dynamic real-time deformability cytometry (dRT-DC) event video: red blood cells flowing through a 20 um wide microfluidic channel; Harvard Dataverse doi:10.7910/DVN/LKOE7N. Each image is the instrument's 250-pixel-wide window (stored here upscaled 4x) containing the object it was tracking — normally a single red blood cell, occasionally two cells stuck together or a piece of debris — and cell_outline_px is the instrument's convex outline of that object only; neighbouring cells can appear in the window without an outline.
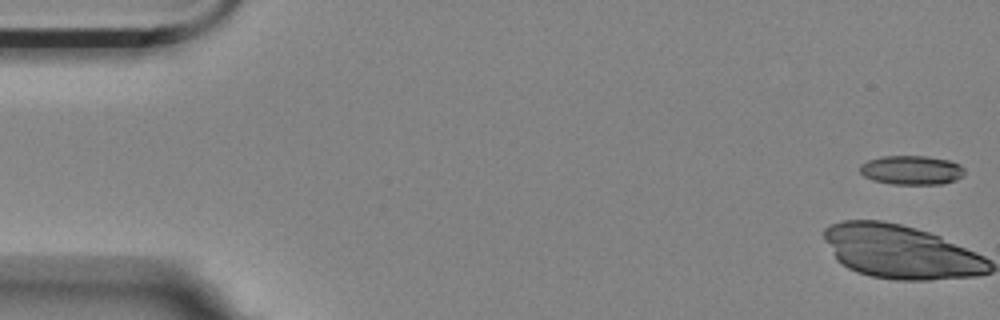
{"species": "Egyptian fruit bat (a non-hibernating species)", "species_latin": "Rousettus aegyptiacus", "temperature_condition": "room temperature", "stored_images_in_passage": 10, "camera_frame_rate_fps": 3000, "um_per_image_px": 0.085, "animal": {"sex": "female"}, "frame": {"image": 1, "passage_image": 1, "time_ms": 0.0, "image_size_px": [1000, 320], "cell_outline_px": [[964, 176], [956, 180], [940, 184], [892, 184], [872, 180], [864, 176], [860, 172], [860, 164], [868, 160], [884, 156], [928, 156], [952, 160], [960, 164], [964, 168]], "centroid_in_image_um": [77.51, 14.45], "position_along_channel_um": 7.5, "area_um2": 17.98}}
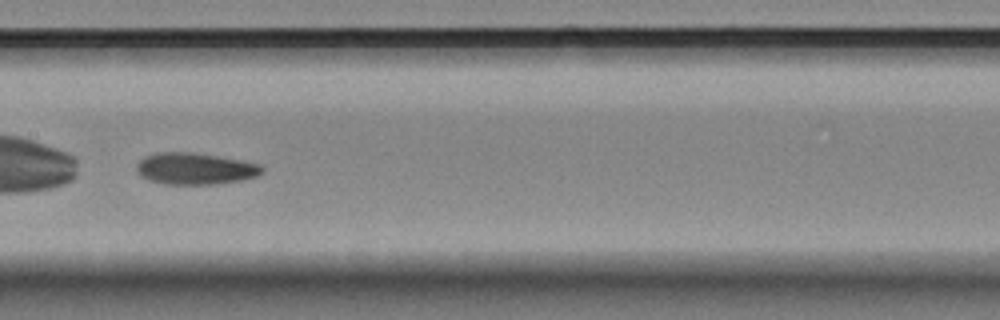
{"frame": {"image": 2, "passage_image": 9, "time_ms": 2.667, "image_size_px": [1000, 320], "cell_outline_px": [[264, 172], [256, 176], [240, 180], [216, 184], [164, 184], [148, 180], [140, 176], [136, 172], [136, 164], [144, 156], [156, 152], [192, 152], [240, 160], [260, 164], [264, 168]], "centroid_in_image_um": [16.54, 14.33], "position_along_channel_um": 190.9, "area_um2": 23.24}}
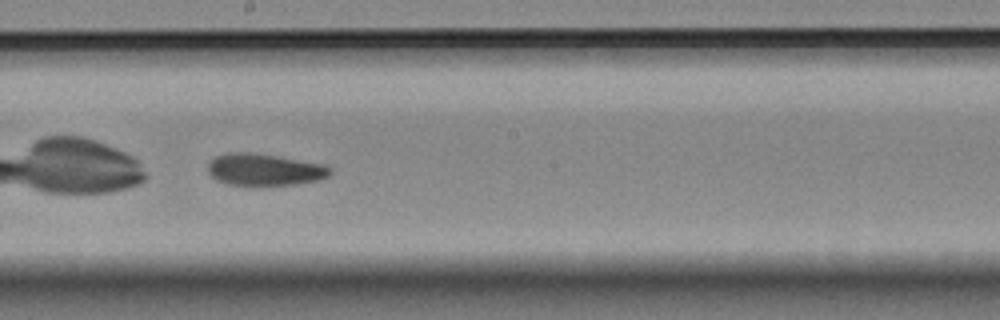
{"frame": {"image": 3, "passage_image": 10, "time_ms": 3.0, "image_size_px": [1000, 320], "cell_outline_px": [[332, 172], [328, 176], [320, 180], [292, 184], [260, 188], [248, 188], [228, 184], [216, 180], [208, 172], [208, 164], [216, 156], [228, 152], [248, 152], [276, 156], [328, 164], [332, 168]], "centroid_in_image_um": [22.49, 14.46], "position_along_channel_um": 225.7, "area_um2": 23.64}}